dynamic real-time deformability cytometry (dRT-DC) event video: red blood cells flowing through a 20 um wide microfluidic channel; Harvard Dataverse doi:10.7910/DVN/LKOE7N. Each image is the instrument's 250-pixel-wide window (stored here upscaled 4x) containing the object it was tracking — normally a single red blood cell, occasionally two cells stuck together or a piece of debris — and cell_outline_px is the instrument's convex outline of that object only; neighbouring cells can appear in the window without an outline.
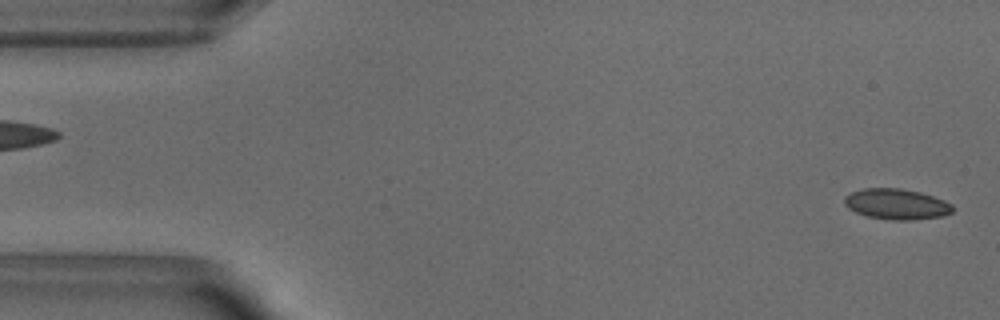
{"species": "common noctule bat (a hibernating species)", "species_latin": "Nyctalus noctula", "temperature_condition": "warm", "stored_images_in_passage": 51, "camera_frame_rate_fps": 3000, "um_per_image_px": 0.085, "animal": {"sex": "male", "body_mass_g": 18.8}, "frame": {"image": 1, "passage_image": 1, "time_ms": 0.0, "image_size_px": [1000, 320], "cell_outline_px": [[952, 212], [944, 216], [912, 220], [892, 220], [868, 216], [856, 212], [848, 208], [844, 204], [844, 196], [852, 192], [864, 188], [900, 188], [920, 192], [944, 200], [952, 204]], "centroid_in_image_um": [76.2, 17.35], "position_along_channel_um": 8.8, "area_um2": 19.31}}
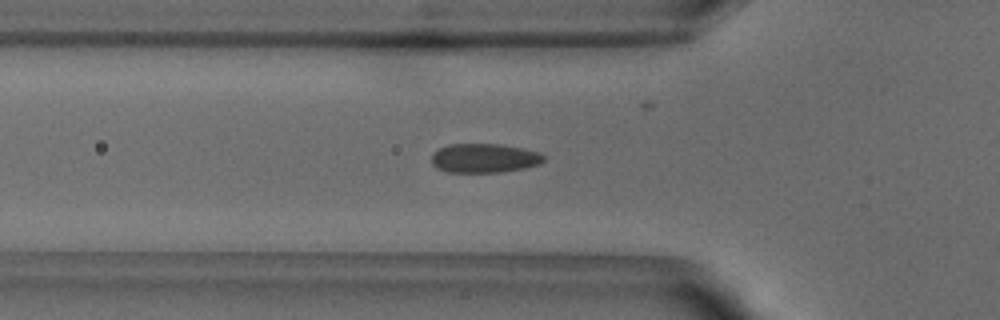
{"frame": {"image": 2, "passage_image": 16, "time_ms": 5.0, "image_size_px": [1000, 320], "cell_outline_px": [[544, 160], [540, 164], [524, 168], [500, 172], [448, 172], [436, 168], [432, 164], [432, 152], [448, 144], [500, 144], [540, 152], [544, 156]], "centroid_in_image_um": [41.14, 13.44], "position_along_channel_um": 84.7, "area_um2": 19.07}}
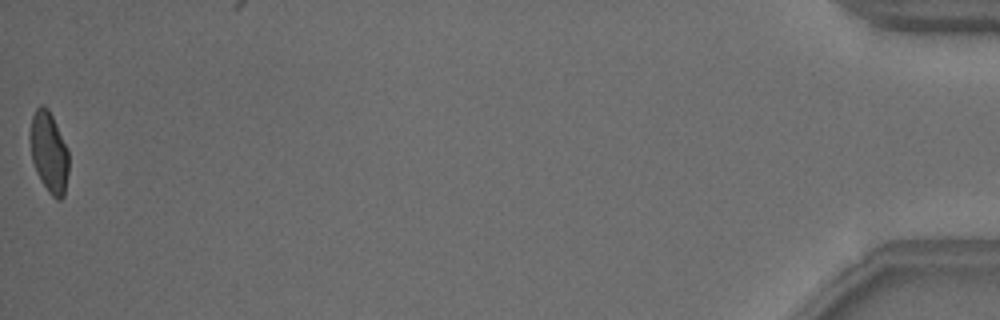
{"frame": {"image": 3, "passage_image": 51, "time_ms": 16.667, "image_size_px": [1000, 320], "cell_outline_px": [[68, 172], [64, 196], [60, 200], [56, 200], [48, 192], [40, 180], [36, 172], [32, 160], [28, 140], [28, 132], [32, 116], [36, 108], [40, 104], [44, 104], [48, 108], [56, 124], [68, 152]], "centroid_in_image_um": [4.12, 12.93], "position_along_channel_um": 431.1, "area_um2": 18.5}, "authors_computed_cell_mechanics": {"area_um2": 19.0162, "velocity_mm_per_s": 3.8475, "shape_relaxation_time_tau1_ms": 5.6327, "shape_relaxation_time_tau2_ms": null, "deformation_change_tau1": 0.1441, "deformation_change_tau2": null}}